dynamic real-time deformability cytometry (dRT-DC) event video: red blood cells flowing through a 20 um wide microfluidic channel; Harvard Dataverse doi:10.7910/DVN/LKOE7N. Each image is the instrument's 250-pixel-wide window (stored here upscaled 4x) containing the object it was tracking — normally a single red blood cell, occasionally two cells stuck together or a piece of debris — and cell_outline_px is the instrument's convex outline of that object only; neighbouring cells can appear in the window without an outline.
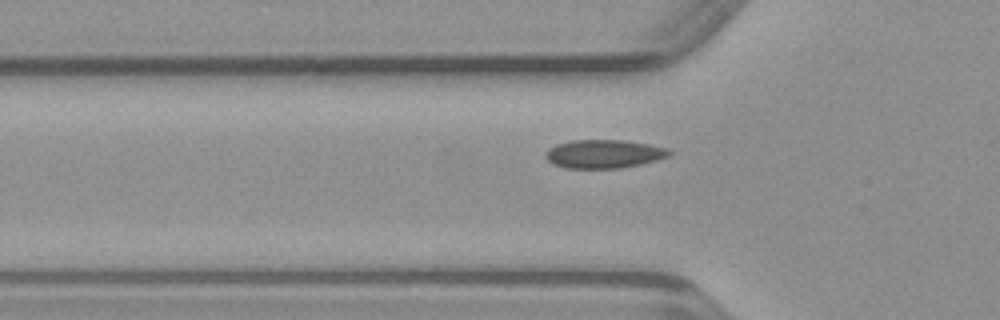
{"species": "common noctule bat (a hibernating species)", "species_latin": "Nyctalus noctula", "temperature_condition": "warm", "stored_images_in_passage": 34, "camera_frame_rate_fps": 3000, "um_per_image_px": 0.085, "animal": {"sex": "male", "body_mass_g": 23.1, "forearm_length_mm": 52.7}, "frame": {"image": 1, "passage_image": 7, "time_ms": 2.0, "image_size_px": [1000, 320], "cell_outline_px": [[672, 152], [668, 156], [656, 160], [640, 164], [620, 168], [564, 168], [552, 164], [544, 156], [544, 152], [548, 148], [556, 144], [572, 140], [624, 140], [648, 144], [668, 148]], "centroid_in_image_um": [51.28, 13.08], "position_along_channel_um": 74.5, "area_um2": 20.63}}
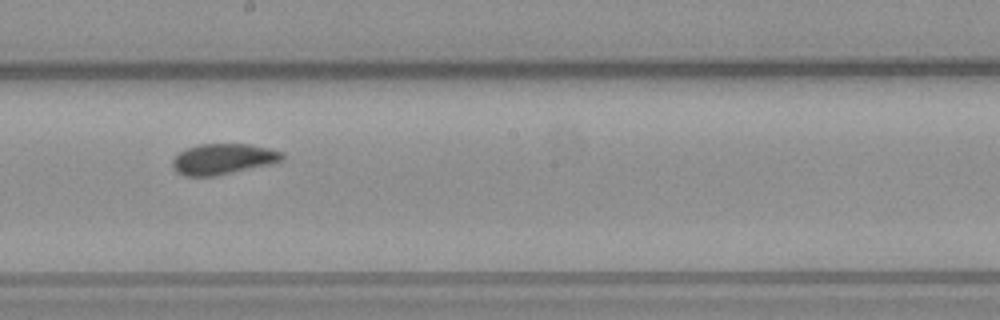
{"frame": {"image": 2, "passage_image": 18, "time_ms": 5.667, "image_size_px": [1000, 320], "cell_outline_px": [[284, 160], [272, 164], [216, 176], [184, 176], [176, 172], [172, 164], [172, 160], [180, 152], [188, 148], [200, 144], [248, 144], [268, 148], [284, 152]], "centroid_in_image_um": [18.99, 13.52], "position_along_channel_um": 229.2, "area_um2": 19.71}}
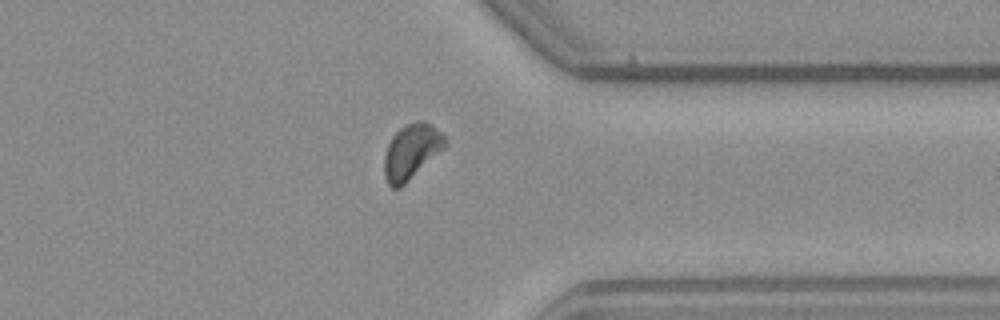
{"frame": {"image": 3, "passage_image": 29, "time_ms": 9.333, "image_size_px": [1000, 320], "cell_outline_px": [[448, 144], [444, 148], [400, 188], [392, 188], [388, 184], [384, 176], [384, 156], [388, 144], [392, 136], [400, 128], [408, 124], [420, 120], [424, 120], [440, 132], [444, 136]], "centroid_in_image_um": [34.95, 12.89], "position_along_channel_um": 376.5, "area_um2": 19.25}}